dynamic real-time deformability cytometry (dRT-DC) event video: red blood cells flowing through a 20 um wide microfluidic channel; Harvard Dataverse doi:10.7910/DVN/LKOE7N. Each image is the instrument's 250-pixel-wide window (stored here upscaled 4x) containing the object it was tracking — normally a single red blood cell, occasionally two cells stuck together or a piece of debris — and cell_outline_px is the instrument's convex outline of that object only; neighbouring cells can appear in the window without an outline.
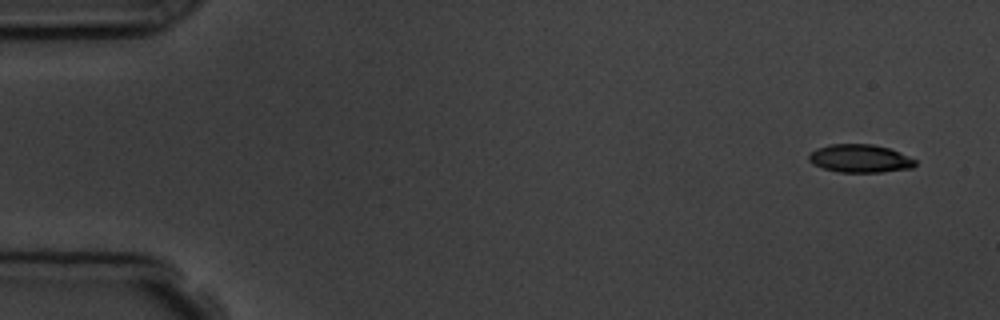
{"species": "common noctule bat (a hibernating species)", "species_latin": "Nyctalus noctula", "temperature_condition": "room temperature", "stored_images_in_passage": 4, "camera_frame_rate_fps": 3000, "um_per_image_px": 0.085, "animal": {"sex": "male", "body_mass_g": 19.5, "forearm_length_mm": 54.6}, "frame": {"image": 1, "passage_image": 1, "time_ms": 0.0, "image_size_px": [1000, 320], "cell_outline_px": [[916, 164], [912, 168], [880, 172], [840, 172], [824, 168], [812, 164], [808, 160], [808, 156], [816, 148], [828, 144], [872, 144], [888, 148], [900, 152], [916, 160]], "centroid_in_image_um": [73.09, 13.46], "position_along_channel_um": 11.9, "area_um2": 17.4}}